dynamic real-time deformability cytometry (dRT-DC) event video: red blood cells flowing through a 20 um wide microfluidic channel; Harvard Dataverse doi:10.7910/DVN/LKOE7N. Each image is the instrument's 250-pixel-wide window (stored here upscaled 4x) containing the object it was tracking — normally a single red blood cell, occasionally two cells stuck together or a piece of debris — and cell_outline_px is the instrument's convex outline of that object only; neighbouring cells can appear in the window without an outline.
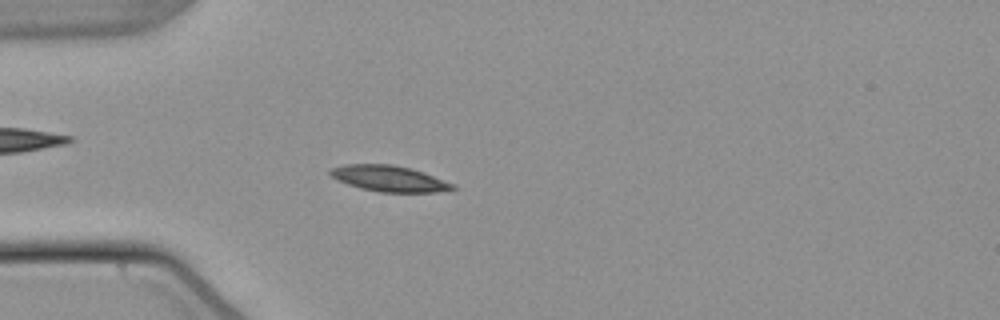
{"species": "common noctule bat (a hibernating species)", "species_latin": "Nyctalus noctula", "temperature_condition": "warm", "stored_images_in_passage": 54, "camera_frame_rate_fps": 3000, "um_per_image_px": 0.085, "animal": {"sex": "male", "body_mass_g": 21.5, "forearm_length_mm": 52.0}, "frame": {"image": 1, "passage_image": 16, "time_ms": 5.0, "image_size_px": [1000, 320], "cell_outline_px": [[456, 188], [448, 192], [380, 192], [360, 188], [336, 180], [328, 172], [332, 168], [344, 164], [392, 164], [412, 168], [424, 172], [456, 184]], "centroid_in_image_um": [33.14, 15.18], "position_along_channel_um": 51.9, "area_um2": 18.79}}
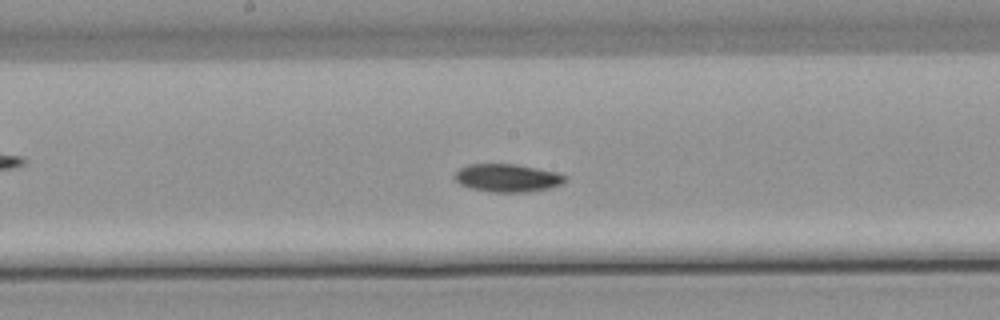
{"frame": {"image": 2, "passage_image": 29, "time_ms": 9.333, "image_size_px": [1000, 320], "cell_outline_px": [[568, 180], [564, 184], [552, 188], [528, 192], [492, 192], [472, 188], [460, 184], [456, 180], [456, 172], [460, 168], [468, 164], [516, 164], [556, 172], [568, 176]], "centroid_in_image_um": [43.21, 15.13], "position_along_channel_um": 205.0, "area_um2": 18.09}}
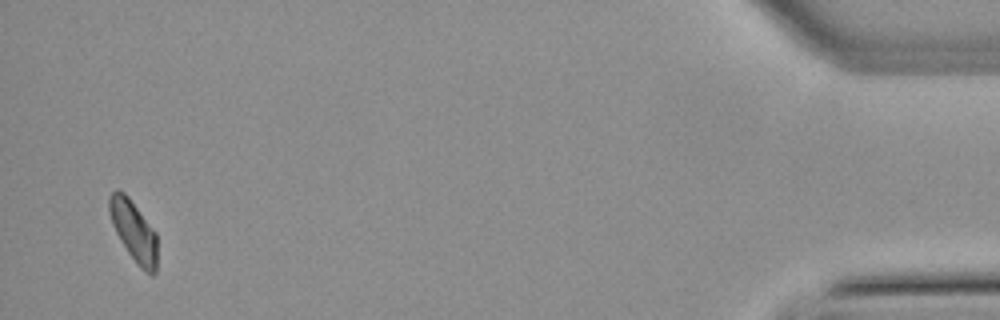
{"frame": {"image": 3, "passage_image": 53, "time_ms": 17.333, "image_size_px": [1000, 320], "cell_outline_px": [[156, 272], [152, 276], [144, 272], [140, 268], [128, 252], [120, 240], [112, 224], [108, 208], [108, 196], [112, 192], [124, 192], [128, 196], [156, 232]], "centroid_in_image_um": [11.36, 19.66], "position_along_channel_um": 423.8, "area_um2": 16.82}, "authors_computed_cell_mechanics": {"area_um2": 17.6001, "velocity_mm_per_s": 3.7933, "shape_relaxation_time_tau1_ms": 4.254, "shape_relaxation_time_tau2_ms": null, "deformation_change_tau1": 0.1172, "deformation_change_tau2": null}}